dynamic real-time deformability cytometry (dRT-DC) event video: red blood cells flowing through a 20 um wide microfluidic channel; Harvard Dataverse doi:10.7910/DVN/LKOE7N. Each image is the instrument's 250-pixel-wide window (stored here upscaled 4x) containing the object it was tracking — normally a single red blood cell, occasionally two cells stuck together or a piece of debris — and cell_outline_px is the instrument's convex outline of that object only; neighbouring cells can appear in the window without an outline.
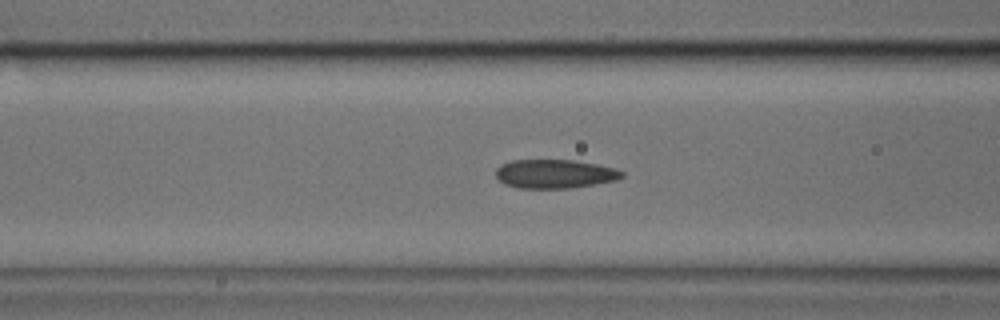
{"species": "common noctule bat (a hibernating species)", "species_latin": "Nyctalus noctula", "temperature_condition": "cold", "stored_images_in_passage": 33, "camera_frame_rate_fps": 3000, "um_per_image_px": 0.085, "animal": {"sex": "male", "body_mass_g": 17.9, "forearm_length_mm": 54.2}, "frame": {"image": 1, "passage_image": 12, "time_ms": 3.667, "image_size_px": [1000, 320], "cell_outline_px": [[624, 176], [616, 180], [568, 188], [520, 188], [504, 184], [496, 176], [496, 168], [500, 164], [512, 160], [572, 160], [596, 164], [616, 168], [624, 172]], "centroid_in_image_um": [47.13, 14.77], "position_along_channel_um": 119.5, "area_um2": 21.1}}
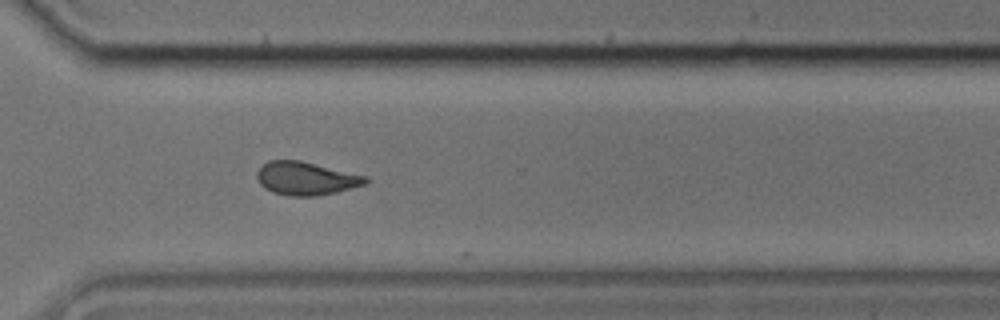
{"frame": {"image": 2, "passage_image": 29, "time_ms": 9.333, "image_size_px": [1000, 320], "cell_outline_px": [[368, 180], [364, 184], [336, 192], [316, 196], [288, 196], [272, 192], [264, 188], [260, 184], [256, 176], [256, 172], [268, 160], [300, 160], [368, 176]], "centroid_in_image_um": [25.98, 15.16], "position_along_channel_um": 344.6, "area_um2": 21.04}}
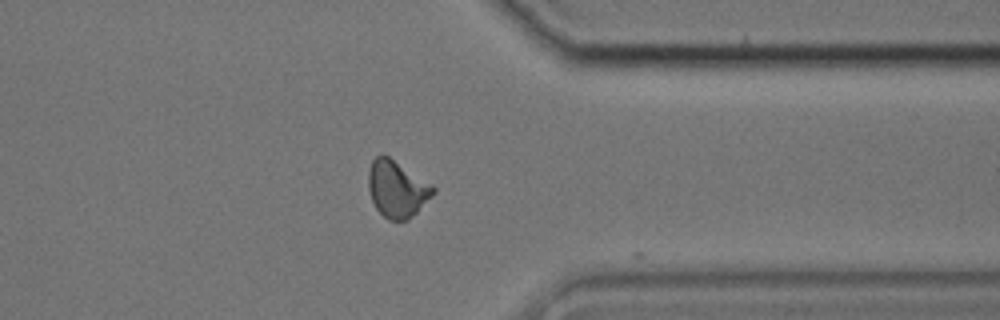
{"frame": {"image": 3, "passage_image": 32, "time_ms": 10.333, "image_size_px": [1000, 320], "cell_outline_px": [[436, 192], [408, 220], [388, 220], [376, 208], [372, 200], [368, 188], [368, 172], [372, 160], [380, 152], [388, 156], [432, 184], [436, 188]], "centroid_in_image_um": [33.73, 16.04], "position_along_channel_um": 377.7, "area_um2": 21.39}}